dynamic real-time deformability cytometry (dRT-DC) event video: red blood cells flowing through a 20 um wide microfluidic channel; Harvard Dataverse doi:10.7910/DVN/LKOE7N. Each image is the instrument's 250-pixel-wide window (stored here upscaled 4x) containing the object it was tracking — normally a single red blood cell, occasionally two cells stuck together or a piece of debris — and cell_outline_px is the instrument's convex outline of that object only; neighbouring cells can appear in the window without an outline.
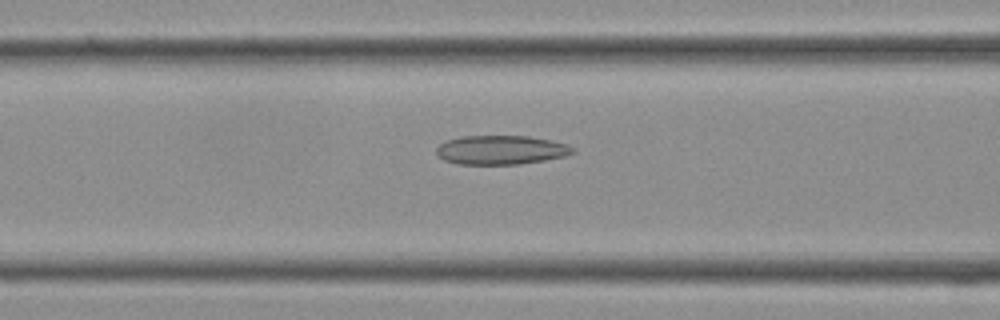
{"species": "Egyptian fruit bat (a non-hibernating species)", "species_latin": "Rousettus aegyptiacus", "temperature_condition": "cold", "stored_images_in_passage": 26, "camera_frame_rate_fps": 3000, "um_per_image_px": 0.085, "frame": {"image": 1, "passage_image": 4, "time_ms": 1.0, "image_size_px": [1000, 320], "cell_outline_px": [[576, 152], [564, 156], [544, 160], [520, 164], [456, 164], [444, 160], [436, 152], [436, 148], [440, 144], [448, 140], [460, 136], [528, 136], [552, 140], [568, 144], [576, 148]], "centroid_in_image_um": [42.62, 12.74], "position_along_channel_um": 124.0, "area_um2": 23.18}}
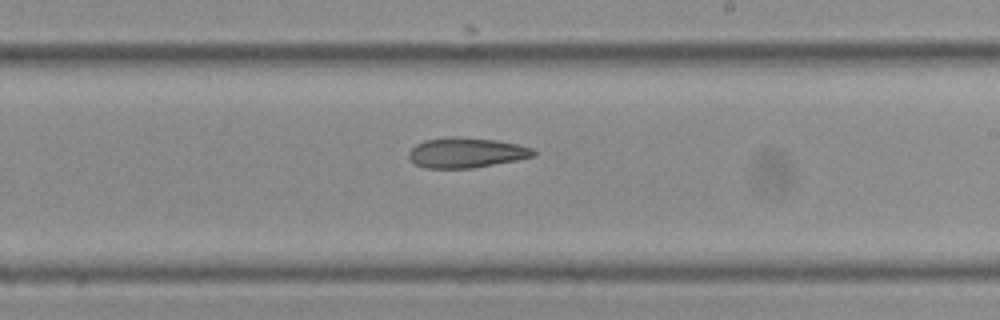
{"frame": {"image": 2, "passage_image": 11, "time_ms": 3.333, "image_size_px": [1000, 320], "cell_outline_px": [[536, 156], [516, 160], [472, 168], [424, 168], [416, 164], [408, 156], [408, 152], [416, 144], [424, 140], [452, 136], [456, 136], [496, 140], [516, 144], [532, 148], [536, 152]], "centroid_in_image_um": [39.62, 12.97], "position_along_channel_um": 249.4, "area_um2": 21.85}}
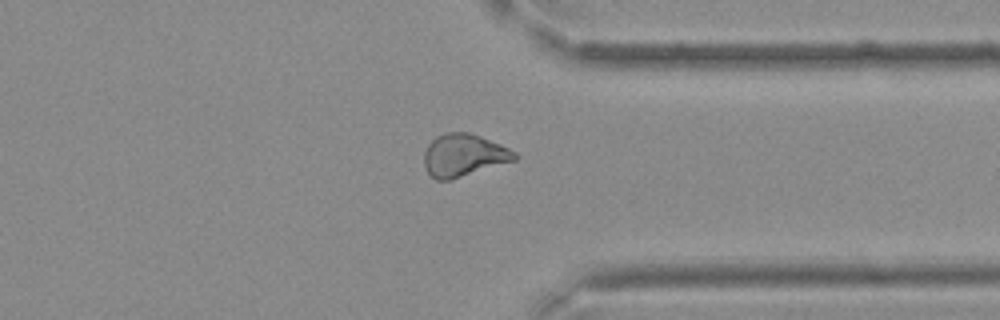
{"frame": {"image": 3, "passage_image": 18, "time_ms": 5.667, "image_size_px": [1000, 320], "cell_outline_px": [[516, 160], [452, 180], [436, 180], [428, 172], [424, 164], [424, 152], [428, 144], [436, 136], [444, 132], [468, 132], [480, 136], [500, 144], [516, 152]], "centroid_in_image_um": [39.4, 13.2], "position_along_channel_um": 372.0, "area_um2": 22.48}}